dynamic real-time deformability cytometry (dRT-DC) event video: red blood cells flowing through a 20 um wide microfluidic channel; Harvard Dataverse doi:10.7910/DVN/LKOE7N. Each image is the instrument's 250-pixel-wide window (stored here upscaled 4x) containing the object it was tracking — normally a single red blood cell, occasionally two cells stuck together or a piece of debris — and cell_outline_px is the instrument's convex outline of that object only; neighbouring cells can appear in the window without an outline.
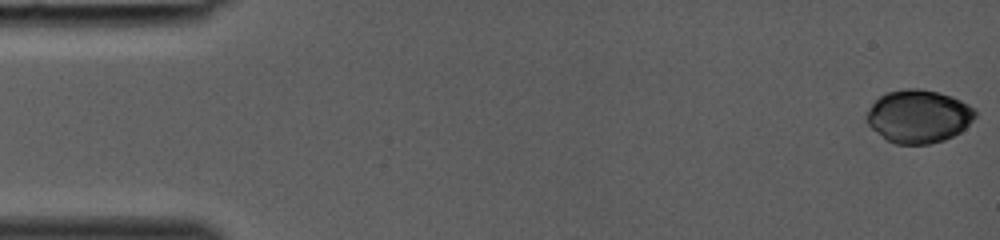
{"species": "common noctule bat (a hibernating species)", "species_latin": "Nyctalus noctula", "temperature_condition": "room temperature", "stored_images_in_passage": 35, "camera_frame_rate_fps": 3000, "um_per_image_px": 0.085, "animal": {"sex": "female", "body_mass_g": 19.0, "forearm_length_mm": 53.3}, "frame": {"image": 1, "passage_image": 1, "time_ms": 0.0, "image_size_px": [1000, 240], "cell_outline_px": [[976, 116], [960, 132], [944, 140], [928, 144], [896, 144], [888, 140], [872, 128], [864, 120], [864, 116], [872, 104], [880, 96], [888, 92], [904, 88], [920, 88], [952, 96], [968, 104], [976, 112]], "centroid_in_image_um": [78.05, 9.88], "position_along_channel_um": 6.9, "area_um2": 33.41}}